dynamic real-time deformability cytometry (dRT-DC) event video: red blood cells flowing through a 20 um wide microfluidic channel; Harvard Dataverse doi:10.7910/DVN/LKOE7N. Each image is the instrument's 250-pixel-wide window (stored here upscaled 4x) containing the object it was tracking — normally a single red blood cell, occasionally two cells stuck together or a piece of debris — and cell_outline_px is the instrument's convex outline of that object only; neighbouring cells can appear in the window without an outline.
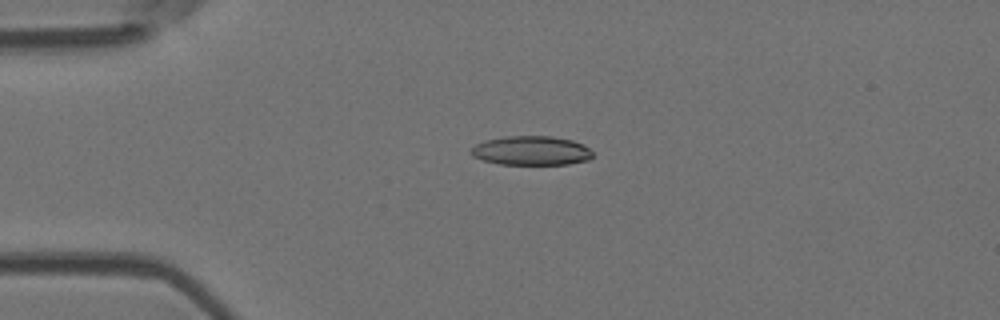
{"species": "Egyptian fruit bat (a non-hibernating species)", "species_latin": "Rousettus aegyptiacus", "temperature_condition": "room temperature", "stored_images_in_passage": 41, "camera_frame_rate_fps": 3000, "um_per_image_px": 0.085, "animal": {"sex": "female"}, "frame": {"image": 1, "passage_image": 1, "time_ms": 0.0, "image_size_px": [1000, 320], "cell_outline_px": [[592, 156], [588, 160], [568, 164], [500, 164], [484, 160], [472, 156], [468, 152], [476, 144], [484, 140], [504, 136], [552, 136], [572, 140], [584, 144], [592, 152]], "centroid_in_image_um": [45.14, 12.79], "position_along_channel_um": 39.9, "area_um2": 20.75}}
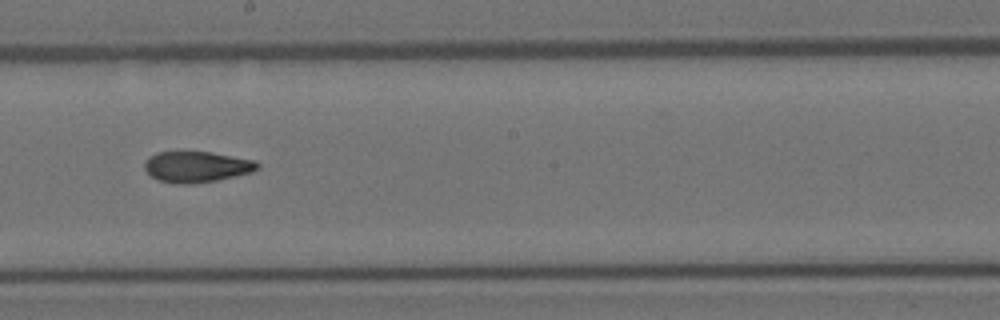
{"frame": {"image": 2, "passage_image": 18, "time_ms": 5.667, "image_size_px": [1000, 320], "cell_outline_px": [[260, 168], [252, 172], [236, 176], [216, 180], [192, 184], [176, 184], [156, 180], [144, 168], [144, 160], [148, 156], [156, 152], [212, 152], [256, 160], [260, 164]], "centroid_in_image_um": [16.72, 14.18], "position_along_channel_um": 231.5, "area_um2": 20.63}}
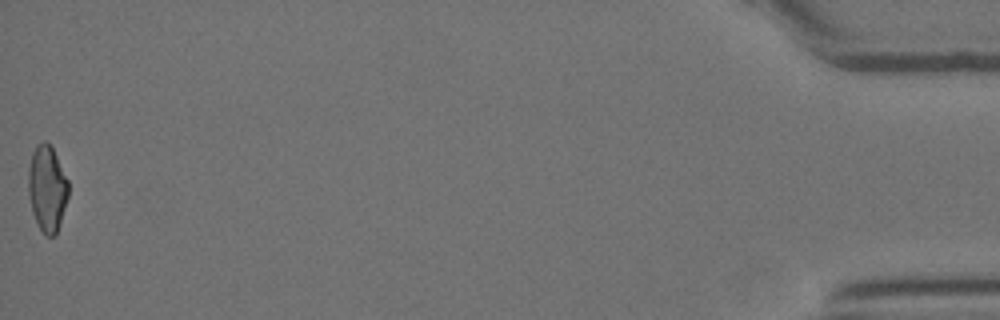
{"frame": {"image": 3, "passage_image": 41, "time_ms": 13.333, "image_size_px": [1000, 320], "cell_outline_px": [[68, 196], [56, 236], [44, 236], [32, 212], [28, 192], [28, 168], [32, 152], [36, 144], [44, 140], [52, 148], [68, 180]], "centroid_in_image_um": [3.99, 16.03], "position_along_channel_um": 431.2, "area_um2": 20.06}, "authors_computed_cell_mechanics": {"area_um2": 20.6924, "velocity_mm_per_s": 3.882, "shape_relaxation_time_tau1_ms": 10.0437, "shape_relaxation_time_tau2_ms": 3.3431, "deformation_change_tau1": 0.2431, "deformation_change_tau2": 0.1013}}